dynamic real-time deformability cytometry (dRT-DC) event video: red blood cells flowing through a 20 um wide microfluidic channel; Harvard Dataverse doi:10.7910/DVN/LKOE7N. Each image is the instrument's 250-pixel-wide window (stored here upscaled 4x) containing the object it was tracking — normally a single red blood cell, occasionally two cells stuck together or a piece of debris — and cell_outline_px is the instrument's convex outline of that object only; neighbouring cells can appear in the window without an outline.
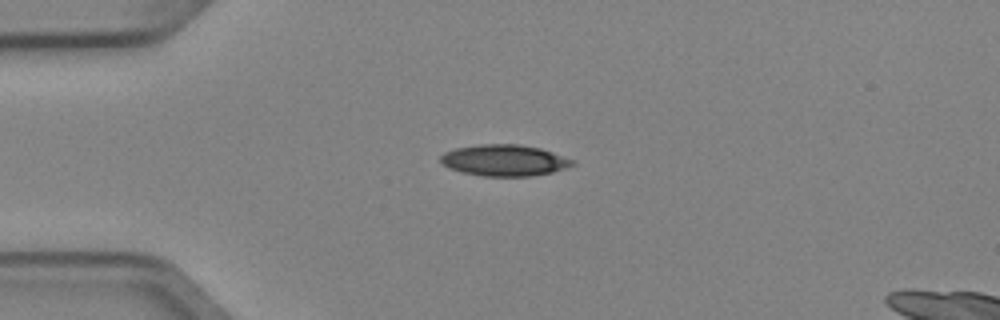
{"species": "Egyptian fruit bat (a non-hibernating species)", "species_latin": "Rousettus aegyptiacus", "temperature_condition": "cold", "stored_images_in_passage": 6, "camera_frame_rate_fps": 3000, "um_per_image_px": 0.085, "animal": {"sex": "female"}, "frame": {"image": 1, "passage_image": 3, "time_ms": 0.667, "image_size_px": [1000, 320], "cell_outline_px": [[576, 164], [552, 172], [532, 176], [484, 176], [464, 172], [448, 168], [440, 160], [440, 156], [444, 152], [456, 148], [480, 144], [516, 144], [540, 148], [576, 160]], "centroid_in_image_um": [42.89, 13.62], "position_along_channel_um": 42.1, "area_um2": 23.99}}
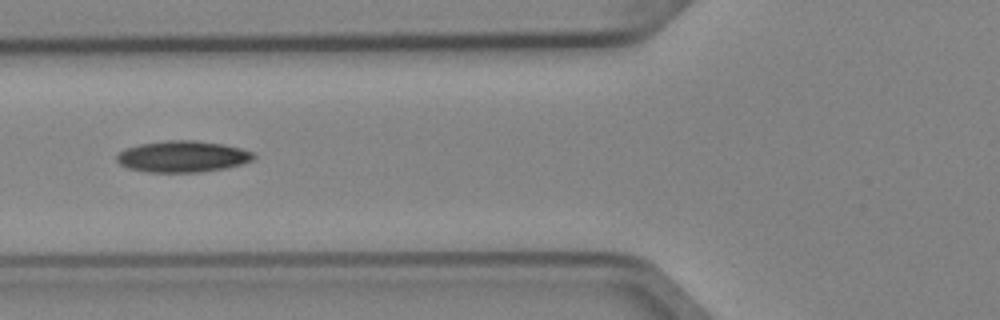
{"frame": {"image": 2, "passage_image": 5, "time_ms": 1.333, "image_size_px": [1000, 320], "cell_outline_px": [[256, 156], [252, 160], [228, 168], [200, 172], [148, 172], [128, 168], [120, 164], [116, 160], [116, 156], [120, 152], [128, 148], [140, 144], [168, 140], [196, 140], [224, 144], [240, 148], [252, 152]], "centroid_in_image_um": [15.54, 13.3], "position_along_channel_um": 110.3, "area_um2": 24.97}}